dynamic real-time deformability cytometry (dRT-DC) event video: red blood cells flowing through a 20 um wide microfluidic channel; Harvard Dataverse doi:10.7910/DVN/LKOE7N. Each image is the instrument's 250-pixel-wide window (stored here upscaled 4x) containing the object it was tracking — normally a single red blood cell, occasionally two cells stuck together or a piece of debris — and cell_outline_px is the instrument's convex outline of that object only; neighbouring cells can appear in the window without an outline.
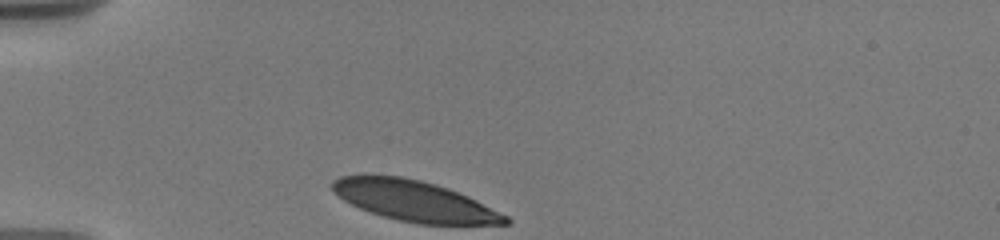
{"species": "human", "species_latin": "Homo sapiens", "temperature_condition": "warm", "stored_images_in_passage": 19, "camera_frame_rate_fps": 3000, "um_per_image_px": 0.085, "donor": {"sex": "male"}, "frame": {"image": 1, "passage_image": 1, "time_ms": 0.0, "image_size_px": [1000, 240], "cell_outline_px": [[512, 224], [420, 224], [400, 220], [384, 216], [360, 208], [344, 200], [332, 188], [332, 180], [340, 176], [364, 172], [404, 176], [436, 184], [448, 188], [468, 196], [508, 216], [512, 220]], "centroid_in_image_um": [35.2, 17.03], "position_along_channel_um": 49.8, "area_um2": 41.27}}
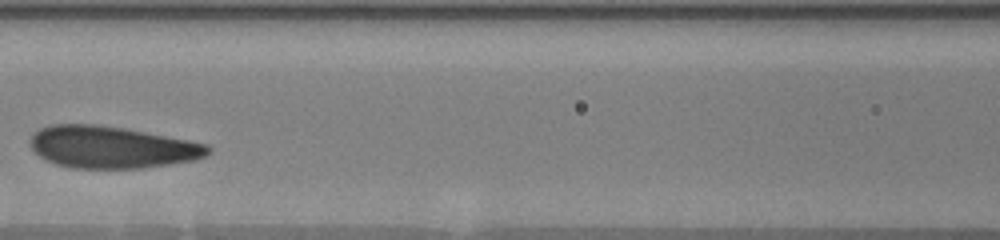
{"frame": {"image": 2, "passage_image": 6, "time_ms": 3.667, "image_size_px": [1000, 240], "cell_outline_px": [[212, 152], [196, 160], [140, 168], [68, 168], [56, 164], [40, 156], [28, 144], [28, 140], [32, 132], [36, 128], [52, 124], [96, 124], [124, 128], [188, 140], [208, 144], [212, 148]], "centroid_in_image_um": [9.45, 12.5], "position_along_channel_um": 157.2, "area_um2": 43.81}}
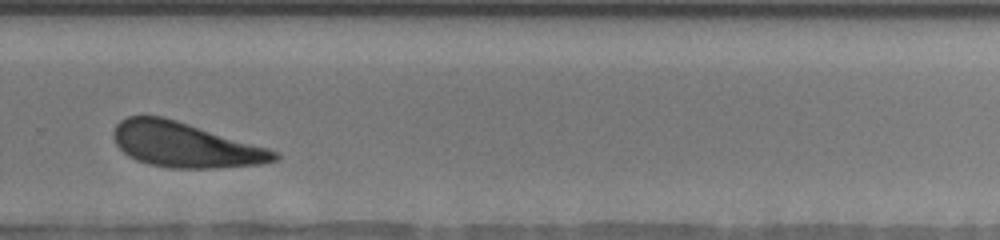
{"frame": {"image": 3, "passage_image": 12, "time_ms": 8.0, "image_size_px": [1000, 240], "cell_outline_px": [[280, 156], [276, 160], [260, 164], [220, 168], [168, 168], [148, 164], [136, 160], [128, 156], [116, 144], [112, 136], [112, 132], [116, 124], [120, 120], [128, 116], [164, 116], [268, 148], [280, 152]], "centroid_in_image_um": [15.71, 12.31], "position_along_channel_um": 314.1, "area_um2": 42.19}, "authors_computed_cell_mechanics": {"area_um2": 43.4656, "velocity_mm_per_s": 3.6444, "shape_relaxation_time_tau1_ms": 2.4888, "shape_relaxation_time_tau2_ms": 3.0583, "deformation_change_tau1": 0.1221, "deformation_change_tau2": 0.1101}}